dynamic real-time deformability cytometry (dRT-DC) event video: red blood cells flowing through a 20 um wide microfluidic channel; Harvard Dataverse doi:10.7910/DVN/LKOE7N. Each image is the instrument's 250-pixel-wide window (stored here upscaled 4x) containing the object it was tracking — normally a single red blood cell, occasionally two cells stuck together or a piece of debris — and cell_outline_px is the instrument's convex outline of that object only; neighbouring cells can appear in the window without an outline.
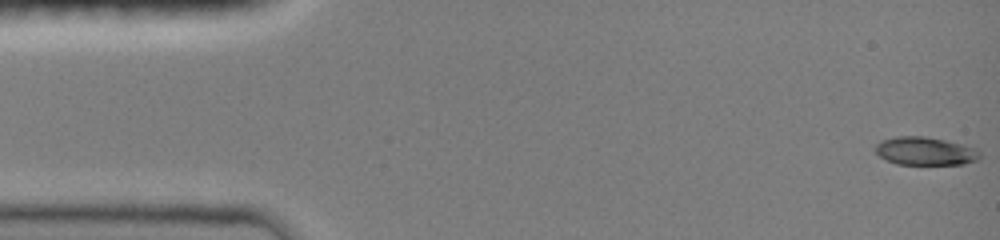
{"species": "common noctule bat (a hibernating species)", "species_latin": "Nyctalus noctula", "temperature_condition": "room temperature", "stored_images_in_passage": 47, "camera_frame_rate_fps": 3000, "um_per_image_px": 0.085, "animal": {"sex": "female", "body_mass_g": 19.0, "forearm_length_mm": 51.5}, "frame": {"image": 1, "passage_image": 1, "time_ms": 0.0, "image_size_px": [1000, 240], "cell_outline_px": [[980, 156], [976, 160], [964, 164], [896, 164], [880, 156], [876, 152], [876, 144], [880, 140], [896, 136], [924, 136], [944, 140], [976, 148], [980, 152]], "centroid_in_image_um": [78.63, 12.84], "position_along_channel_um": 6.4, "area_um2": 16.99}}
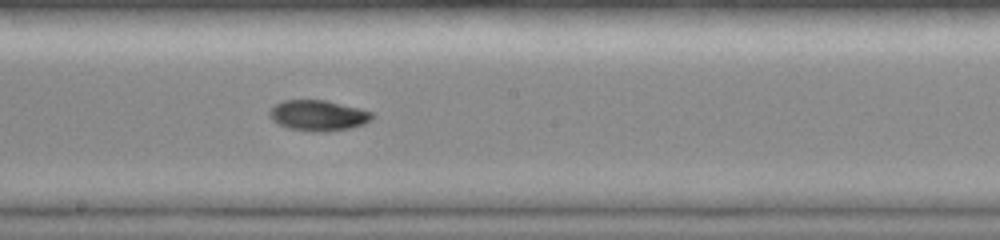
{"frame": {"image": 2, "passage_image": 26, "time_ms": 8.333, "image_size_px": [1000, 240], "cell_outline_px": [[372, 120], [364, 124], [352, 128], [328, 132], [316, 132], [288, 128], [272, 120], [268, 116], [268, 112], [276, 104], [284, 100], [324, 100], [360, 108], [372, 112]], "centroid_in_image_um": [27.06, 9.82], "position_along_channel_um": 221.1, "area_um2": 18.38}}
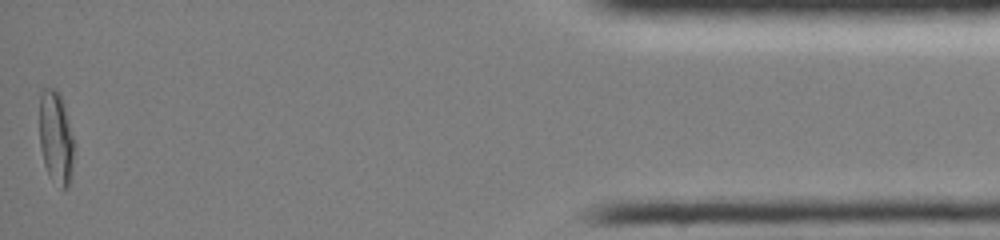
{"frame": {"image": 3, "passage_image": 47, "time_ms": 15.333, "image_size_px": [1000, 240], "cell_outline_px": [[72, 164], [68, 188], [60, 188], [48, 176], [44, 164], [40, 148], [40, 92], [44, 88], [56, 88], [60, 92], [64, 104], [72, 136]], "centroid_in_image_um": [4.72, 11.68], "position_along_channel_um": 430.5, "area_um2": 18.55}, "authors_computed_cell_mechanics": {"area_um2": 17.6868, "velocity_mm_per_s": 4.0746, "shape_relaxation_time_tau1_ms": null, "shape_relaxation_time_tau2_ms": 3.2544, "deformation_change_tau1": null, "deformation_change_tau2": 0.0549}}